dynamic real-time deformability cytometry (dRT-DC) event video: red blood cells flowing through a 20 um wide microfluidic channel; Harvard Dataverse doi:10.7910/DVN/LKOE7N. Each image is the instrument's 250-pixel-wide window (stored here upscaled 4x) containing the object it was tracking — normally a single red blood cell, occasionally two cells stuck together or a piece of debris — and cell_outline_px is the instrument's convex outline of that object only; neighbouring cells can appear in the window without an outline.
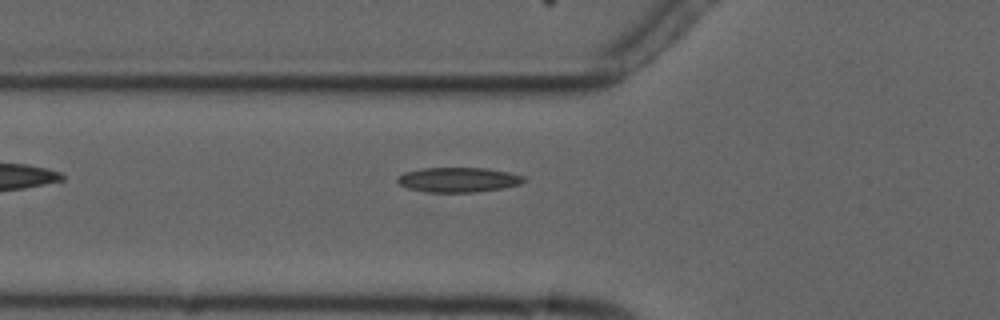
{"species": "common noctule bat (a hibernating species)", "species_latin": "Nyctalus noctula", "temperature_condition": "cold", "stored_images_in_passage": 5, "camera_frame_rate_fps": 3000, "um_per_image_px": 0.085, "animal": {"sex": "male", "forearm_length_mm": 52.5}, "frame": {"image": 1, "passage_image": 5, "time_ms": 6.333, "image_size_px": [1000, 320], "cell_outline_px": [[528, 180], [520, 184], [504, 188], [476, 192], [424, 192], [408, 188], [400, 184], [396, 180], [404, 172], [424, 168], [488, 168], [508, 172], [524, 176]], "centroid_in_image_um": [39.0, 15.28], "position_along_channel_um": 86.8, "area_um2": 18.32}}